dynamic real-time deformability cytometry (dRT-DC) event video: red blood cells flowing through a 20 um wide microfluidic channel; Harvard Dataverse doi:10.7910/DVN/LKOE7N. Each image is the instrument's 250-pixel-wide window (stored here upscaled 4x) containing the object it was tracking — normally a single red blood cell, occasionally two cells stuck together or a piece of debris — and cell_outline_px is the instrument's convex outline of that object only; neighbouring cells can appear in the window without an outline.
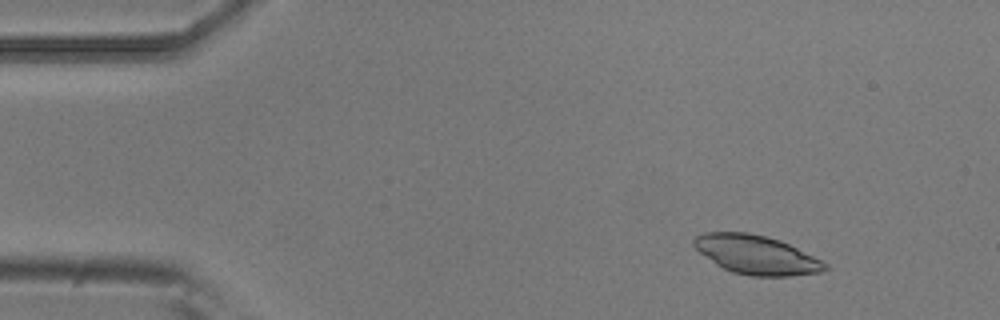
{"species": "common noctule bat (a hibernating species)", "species_latin": "Nyctalus noctula", "temperature_condition": "room temperature", "stored_images_in_passage": 8, "camera_frame_rate_fps": 3000, "um_per_image_px": 0.085, "animal": {"sex": "male", "body_mass_g": 20.5, "forearm_length_mm": 52.5}, "frame": {"image": 1, "passage_image": 2, "time_ms": 0.333, "image_size_px": [1000, 320], "cell_outline_px": [[828, 268], [820, 272], [788, 276], [752, 276], [732, 272], [716, 264], [700, 252], [692, 244], [692, 240], [696, 236], [704, 232], [748, 232], [768, 236], [780, 240], [828, 264]], "centroid_in_image_um": [64.26, 21.64], "position_along_channel_um": 20.7, "area_um2": 29.48}}
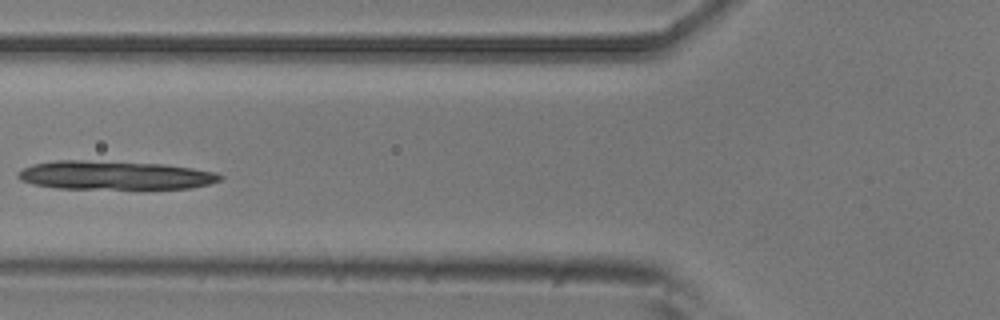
{"frame": {"image": 2, "passage_image": 6, "time_ms": 1.667, "image_size_px": [1000, 320], "cell_outline_px": [[224, 176], [220, 180], [208, 184], [192, 188], [56, 188], [32, 184], [20, 180], [16, 176], [16, 172], [32, 164], [56, 160], [84, 160], [164, 164], [192, 168], [216, 172]], "centroid_in_image_um": [9.71, 14.89], "position_along_channel_um": 116.1, "area_um2": 33.7}}
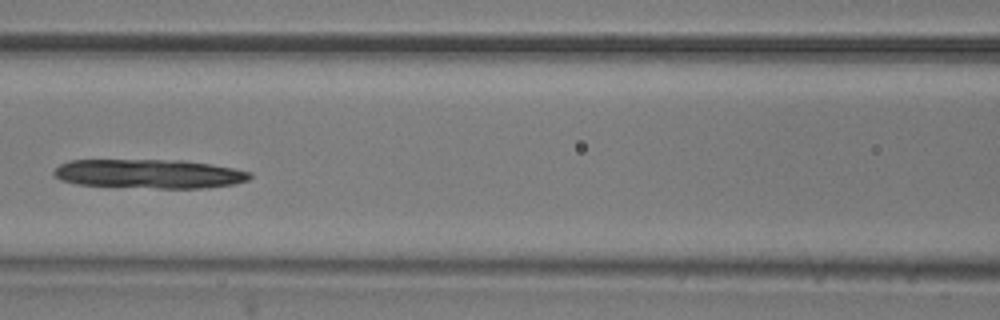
{"frame": {"image": 3, "passage_image": 7, "time_ms": 2.0, "image_size_px": [1000, 320], "cell_outline_px": [[252, 176], [248, 180], [236, 184], [208, 188], [156, 188], [76, 184], [60, 180], [52, 172], [60, 164], [68, 160], [184, 160], [232, 168], [252, 172]], "centroid_in_image_um": [12.7, 14.77], "position_along_channel_um": 153.9, "area_um2": 33.29}}